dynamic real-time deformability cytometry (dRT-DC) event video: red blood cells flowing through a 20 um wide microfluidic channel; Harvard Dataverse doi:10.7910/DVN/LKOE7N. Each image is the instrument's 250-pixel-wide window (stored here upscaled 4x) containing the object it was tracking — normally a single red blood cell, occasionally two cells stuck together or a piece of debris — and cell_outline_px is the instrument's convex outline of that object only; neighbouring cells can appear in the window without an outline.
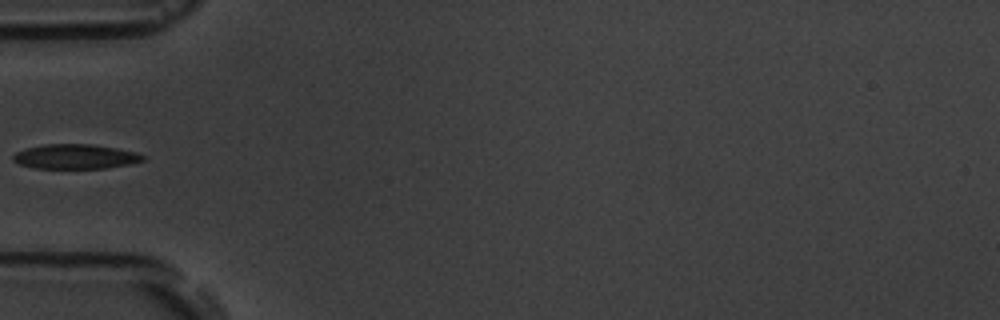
{"species": "common noctule bat (a hibernating species)", "species_latin": "Nyctalus noctula", "temperature_condition": "room temperature", "stored_images_in_passage": 5, "camera_frame_rate_fps": 3000, "um_per_image_px": 0.085, "animal": {"sex": "male", "body_mass_g": 19.5, "forearm_length_mm": 54.6}, "frame": {"image": 1, "passage_image": 5, "time_ms": 4.667, "image_size_px": [1000, 320], "cell_outline_px": [[144, 160], [128, 164], [108, 168], [36, 168], [20, 164], [12, 160], [12, 156], [16, 152], [24, 148], [44, 144], [92, 144], [116, 148], [136, 152], [144, 156]], "centroid_in_image_um": [6.37, 13.3], "position_along_channel_um": 78.6, "area_um2": 18.61}}